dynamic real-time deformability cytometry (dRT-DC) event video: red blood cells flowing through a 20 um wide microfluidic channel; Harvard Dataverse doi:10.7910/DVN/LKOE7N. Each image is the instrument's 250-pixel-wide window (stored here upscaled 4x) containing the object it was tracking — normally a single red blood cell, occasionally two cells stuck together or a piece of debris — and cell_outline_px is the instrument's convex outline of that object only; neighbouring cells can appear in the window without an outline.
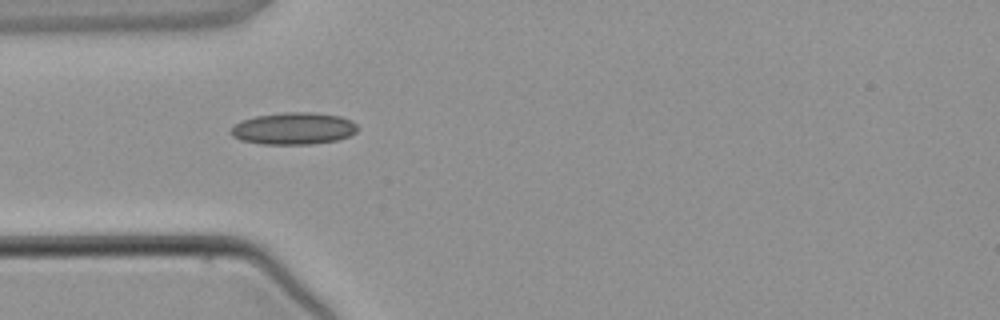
{"species": "common noctule bat (a hibernating species)", "species_latin": "Nyctalus noctula", "temperature_condition": "warm", "stored_images_in_passage": 3, "camera_frame_rate_fps": 3000, "um_per_image_px": 0.085, "animal": {"sex": "male", "body_mass_g": 21.5, "forearm_length_mm": 52.0}, "frame": {"image": 1, "passage_image": 2, "time_ms": 2.0, "image_size_px": [1000, 320], "cell_outline_px": [[360, 128], [356, 132], [348, 136], [336, 140], [312, 144], [260, 144], [240, 140], [232, 136], [228, 132], [240, 120], [256, 116], [284, 112], [312, 112], [340, 116], [352, 120]], "centroid_in_image_um": [24.95, 10.92], "position_along_channel_um": 60.1, "area_um2": 23.81}}
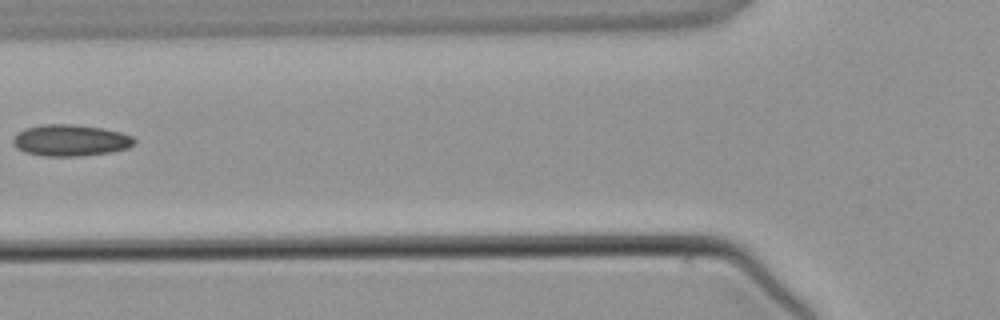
{"frame": {"image": 2, "passage_image": 3, "time_ms": 3.333, "image_size_px": [1000, 320], "cell_outline_px": [[136, 144], [128, 148], [112, 152], [80, 156], [44, 156], [24, 152], [16, 148], [12, 144], [12, 140], [24, 128], [40, 124], [72, 124], [104, 128], [120, 132], [132, 136], [136, 140]], "centroid_in_image_um": [6.0, 11.93], "position_along_channel_um": 119.8, "area_um2": 22.48}}